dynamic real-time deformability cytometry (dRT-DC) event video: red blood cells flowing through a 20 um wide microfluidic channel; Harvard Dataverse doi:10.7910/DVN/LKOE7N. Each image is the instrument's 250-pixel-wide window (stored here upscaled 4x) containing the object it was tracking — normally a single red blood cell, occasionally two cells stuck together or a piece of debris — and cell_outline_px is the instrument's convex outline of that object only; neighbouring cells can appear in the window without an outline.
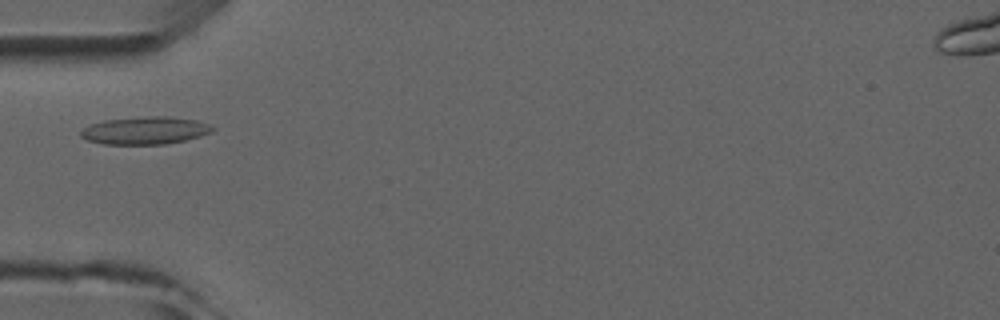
{"species": "common noctule bat (a hibernating species)", "species_latin": "Nyctalus noctula", "temperature_condition": "room temperature", "stored_images_in_passage": 4, "camera_frame_rate_fps": 3000, "um_per_image_px": 0.085, "animal": {"sex": "male", "forearm_length_mm": 52.5}, "frame": {"image": 1, "passage_image": 4, "time_ms": 3.333, "image_size_px": [1000, 320], "cell_outline_px": [[216, 128], [212, 132], [200, 136], [184, 140], [164, 144], [104, 144], [88, 140], [80, 136], [80, 132], [84, 128], [92, 124], [104, 120], [148, 116], [168, 116], [196, 120], [208, 124]], "centroid_in_image_um": [12.35, 11.09], "position_along_channel_um": 72.6, "area_um2": 21.04}}